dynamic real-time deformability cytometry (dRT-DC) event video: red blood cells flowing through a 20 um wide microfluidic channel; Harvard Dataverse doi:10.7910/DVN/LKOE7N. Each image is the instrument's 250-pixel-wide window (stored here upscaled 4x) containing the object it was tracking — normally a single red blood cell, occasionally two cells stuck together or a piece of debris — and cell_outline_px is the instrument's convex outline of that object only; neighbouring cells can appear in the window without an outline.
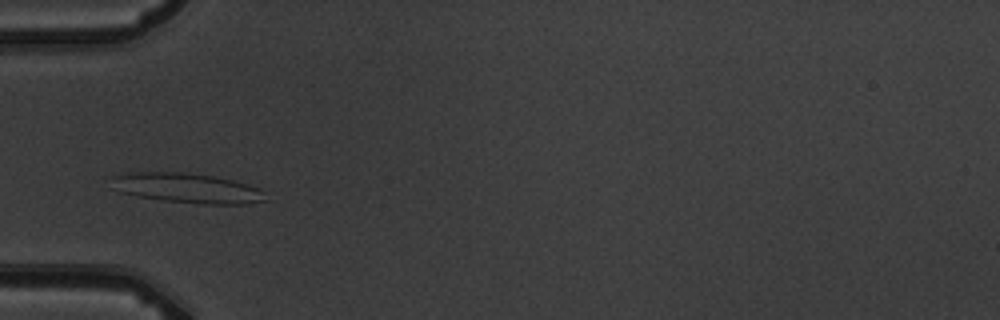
{"species": "common noctule bat (a hibernating species)", "species_latin": "Nyctalus noctula", "temperature_condition": "warm", "stored_images_in_passage": 4, "camera_frame_rate_fps": 3000, "um_per_image_px": 0.085, "animal": {"sex": "male", "body_mass_g": 19.5, "forearm_length_mm": 54.6}, "frame": {"image": 1, "passage_image": 2, "time_ms": 1.0, "image_size_px": [1000, 320], "cell_outline_px": [[268, 200], [248, 204], [204, 204], [160, 200], [136, 196], [120, 192], [112, 188], [108, 176], [128, 172], [180, 172], [212, 176], [232, 180], [248, 184], [260, 188], [264, 192]], "centroid_in_image_um": [15.85, 15.99], "position_along_channel_um": 69.1, "area_um2": 27.22}}
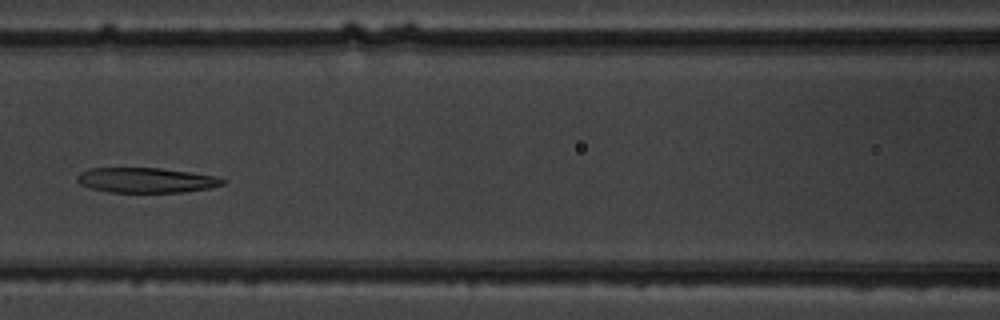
{"frame": {"image": 2, "passage_image": 4, "time_ms": 3.333, "image_size_px": [1000, 320], "cell_outline_px": [[228, 180], [224, 184], [212, 188], [184, 192], [108, 192], [88, 188], [80, 184], [76, 180], [76, 176], [80, 172], [92, 168], [160, 168], [220, 176]], "centroid_in_image_um": [12.47, 15.32], "position_along_channel_um": 154.1, "area_um2": 21.56}}